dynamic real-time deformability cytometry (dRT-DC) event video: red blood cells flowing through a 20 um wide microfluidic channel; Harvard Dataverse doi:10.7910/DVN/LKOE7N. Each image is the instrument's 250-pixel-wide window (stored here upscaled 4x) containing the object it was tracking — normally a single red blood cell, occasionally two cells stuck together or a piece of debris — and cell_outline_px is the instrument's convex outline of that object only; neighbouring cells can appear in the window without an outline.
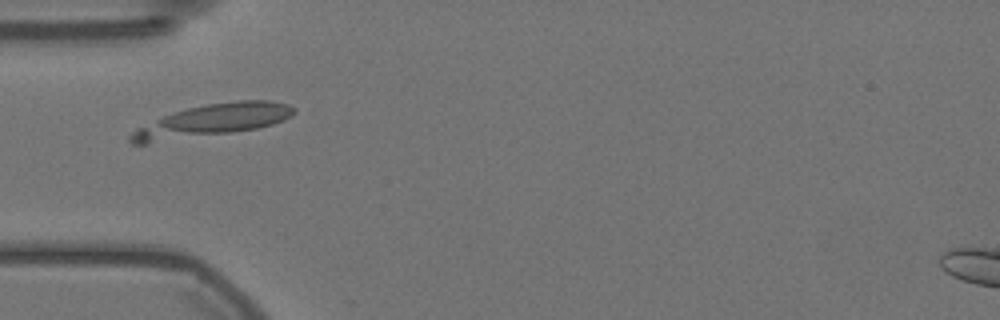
{"species": "Egyptian fruit bat (a non-hibernating species)", "species_latin": "Rousettus aegyptiacus", "temperature_condition": "warm", "stored_images_in_passage": 56, "camera_frame_rate_fps": 3000, "um_per_image_px": 0.085, "animal": {"sex": "female"}, "frame": {"image": 1, "passage_image": 15, "time_ms": 4.667, "image_size_px": [1000, 320], "cell_outline_px": [[296, 112], [292, 116], [284, 120], [272, 124], [256, 128], [232, 132], [144, 144], [132, 144], [128, 140], [128, 136], [136, 128], [164, 116], [188, 108], [208, 104], [236, 100], [272, 100], [288, 104], [296, 108]], "centroid_in_image_um": [18.06, 10.24], "position_along_channel_um": 66.9, "area_um2": 30.52}}
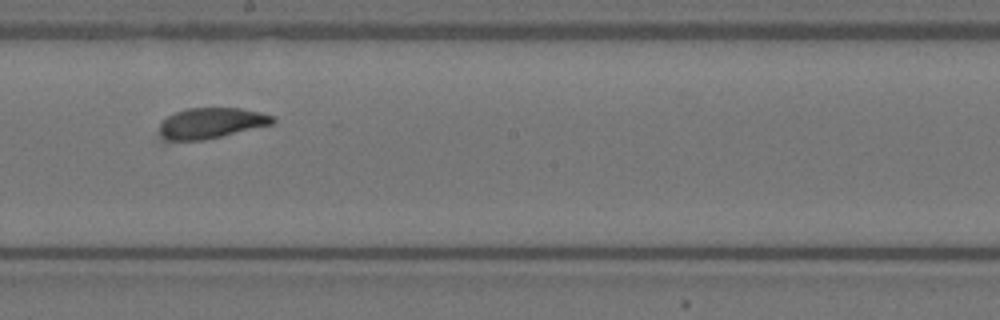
{"frame": {"image": 2, "passage_image": 29, "time_ms": 9.333, "image_size_px": [1000, 320], "cell_outline_px": [[276, 120], [272, 124], [204, 140], [160, 140], [160, 124], [168, 116], [176, 112], [188, 108], [240, 108], [260, 112], [276, 116]], "centroid_in_image_um": [17.95, 10.46], "position_along_channel_um": 230.2, "area_um2": 20.17}}
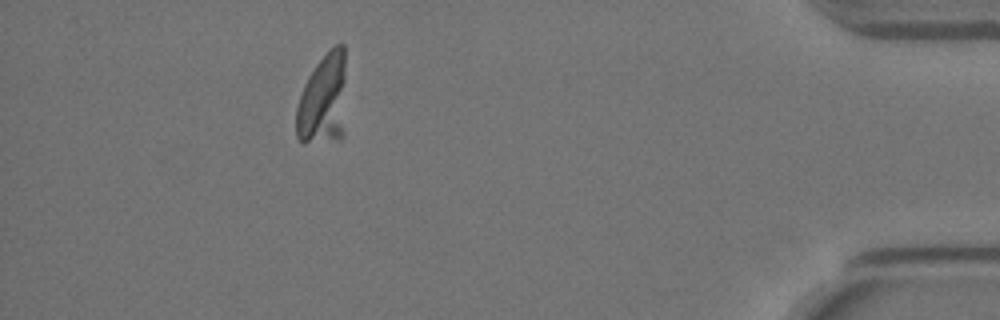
{"frame": {"image": 3, "passage_image": 49, "time_ms": 16.0, "image_size_px": [1000, 320], "cell_outline_px": [[344, 136], [340, 140], [304, 144], [296, 136], [296, 108], [304, 84], [308, 76], [316, 64], [336, 44], [344, 44]], "centroid_in_image_um": [27.46, 8.55], "position_along_channel_um": 407.7, "area_um2": 26.76}, "authors_computed_cell_mechanics": {"area_um2": 21.5883, "velocity_mm_per_s": 3.485, "shape_relaxation_time_tau1_ms": 0.5965, "shape_relaxation_time_tau2_ms": null, "deformation_change_tau1": null, "deformation_change_tau2": null}}